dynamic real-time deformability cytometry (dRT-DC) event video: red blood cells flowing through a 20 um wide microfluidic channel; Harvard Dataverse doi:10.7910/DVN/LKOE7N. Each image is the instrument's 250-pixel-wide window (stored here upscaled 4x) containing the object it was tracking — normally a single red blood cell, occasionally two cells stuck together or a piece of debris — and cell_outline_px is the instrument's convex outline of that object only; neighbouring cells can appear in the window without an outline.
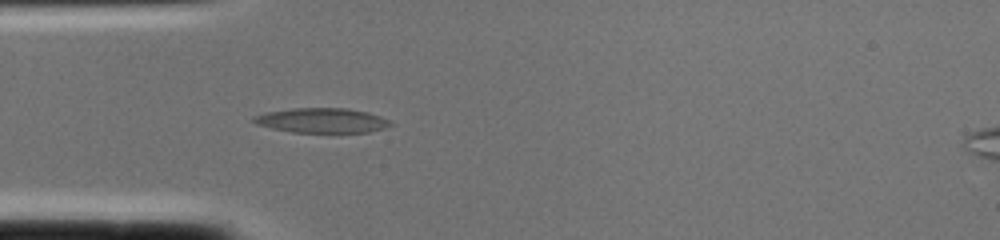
{"species": "common noctule bat (a hibernating species)", "species_latin": "Nyctalus noctula", "temperature_condition": "cold", "stored_images_in_passage": 3, "camera_frame_rate_fps": 3000, "um_per_image_px": 0.085, "animal": {"sex": "female", "body_mass_g": 22.0, "forearm_length_mm": 56.7}, "frame": {"image": 1, "passage_image": 2, "time_ms": 0.333, "image_size_px": [1000, 240], "cell_outline_px": [[392, 124], [384, 128], [368, 132], [292, 132], [272, 128], [256, 124], [252, 120], [252, 116], [268, 112], [292, 108], [348, 108], [368, 112], [380, 116], [388, 120]], "centroid_in_image_um": [27.34, 10.23], "position_along_channel_um": 57.7, "area_um2": 19.59}}